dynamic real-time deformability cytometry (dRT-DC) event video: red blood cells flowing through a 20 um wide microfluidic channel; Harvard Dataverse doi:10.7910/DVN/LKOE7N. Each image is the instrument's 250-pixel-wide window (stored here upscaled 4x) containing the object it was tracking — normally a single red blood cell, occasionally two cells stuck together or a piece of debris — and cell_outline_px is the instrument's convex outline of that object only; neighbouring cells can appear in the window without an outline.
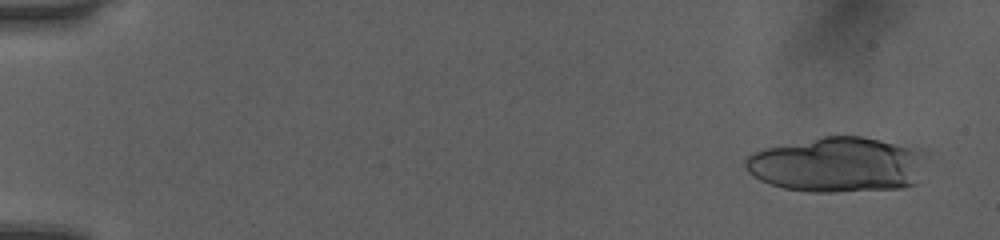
{"species": "human", "species_latin": "Homo sapiens", "temperature_condition": "room temperature", "stored_images_in_passage": 18, "camera_frame_rate_fps": 3000, "um_per_image_px": 0.085, "donor": {"sex": "female"}, "frame": {"image": 1, "passage_image": 3, "time_ms": 0.667, "image_size_px": [1000, 240], "cell_outline_px": [[928, 156], [916, 184], [904, 188], [832, 192], [812, 192], [784, 188], [760, 180], [752, 176], [744, 168], [744, 160], [752, 152], [764, 148], [824, 136], [864, 136], [924, 148], [928, 152]], "centroid_in_image_um": [71.27, 13.98], "position_along_channel_um": 13.7, "area_um2": 59.25}}
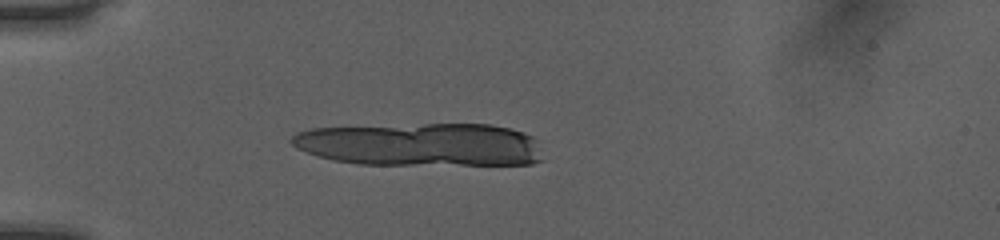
{"frame": {"image": 2, "passage_image": 15, "time_ms": 4.667, "image_size_px": [1000, 240], "cell_outline_px": [[544, 160], [532, 164], [360, 164], [332, 160], [296, 148], [288, 140], [296, 132], [312, 128], [424, 124], [492, 124], [512, 128], [524, 132], [532, 136], [536, 140]], "centroid_in_image_um": [35.79, 12.28], "position_along_channel_um": 49.2, "area_um2": 63.35}}